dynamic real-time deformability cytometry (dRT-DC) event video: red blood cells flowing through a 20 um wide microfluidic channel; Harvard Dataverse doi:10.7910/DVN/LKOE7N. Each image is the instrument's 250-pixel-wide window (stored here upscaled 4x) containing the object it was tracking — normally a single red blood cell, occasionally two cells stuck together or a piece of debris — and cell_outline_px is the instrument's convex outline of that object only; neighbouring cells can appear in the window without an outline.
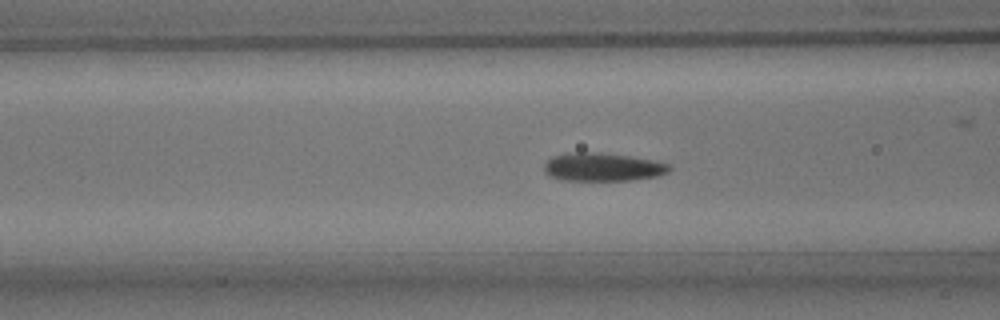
{"species": "common noctule bat (a hibernating species)", "species_latin": "Nyctalus noctula", "temperature_condition": "room temperature", "stored_images_in_passage": 52, "camera_frame_rate_fps": 3000, "um_per_image_px": 0.085, "animal": {"sex": "male", "body_mass_g": 15.6}, "frame": {"image": 1, "passage_image": 20, "time_ms": 6.333, "image_size_px": [1000, 320], "cell_outline_px": [[672, 168], [668, 172], [656, 176], [632, 180], [560, 180], [548, 176], [544, 172], [544, 164], [552, 156], [576, 152], [600, 152], [628, 156], [652, 160], [668, 164]], "centroid_in_image_um": [51.18, 14.2], "position_along_channel_um": 115.4, "area_um2": 20.58}}
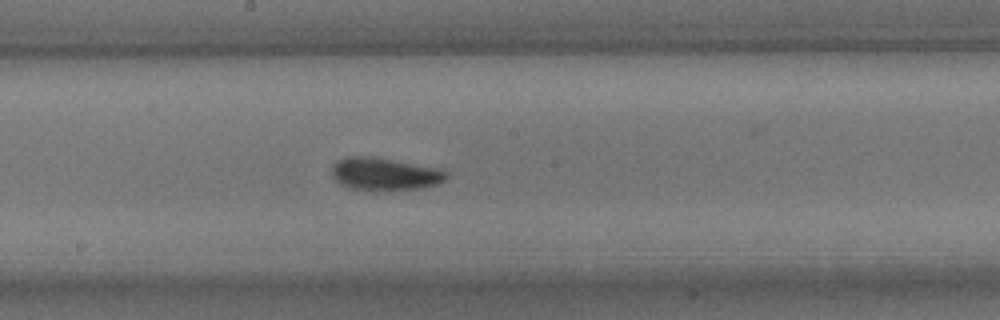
{"frame": {"image": 2, "passage_image": 28, "time_ms": 9.0, "image_size_px": [1000, 320], "cell_outline_px": [[448, 176], [444, 180], [436, 184], [420, 188], [348, 188], [340, 184], [332, 176], [332, 164], [336, 160], [348, 156], [372, 156], [436, 168], [448, 172]], "centroid_in_image_um": [32.64, 14.74], "position_along_channel_um": 215.6, "area_um2": 21.04}}
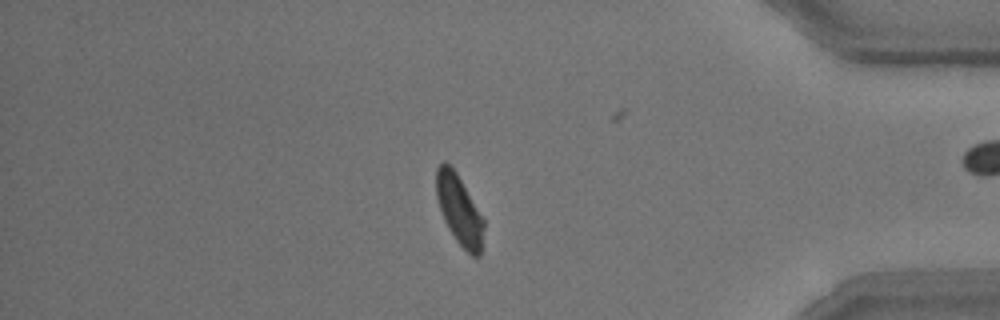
{"frame": {"image": 3, "passage_image": 45, "time_ms": 14.667, "image_size_px": [1000, 320], "cell_outline_px": [[484, 228], [480, 256], [472, 256], [456, 240], [448, 228], [444, 220], [436, 196], [436, 168], [444, 160], [456, 172], [484, 220]], "centroid_in_image_um": [39.03, 17.84], "position_along_channel_um": 396.2, "area_um2": 18.96}, "authors_computed_cell_mechanics": {"area_um2": 20.3745, "velocity_mm_per_s": 3.7564, "shape_relaxation_time_tau1_ms": 3.47, "shape_relaxation_time_tau2_ms": 1.9281, "deformation_change_tau1": 0.1098, "deformation_change_tau2": 0.0704}}